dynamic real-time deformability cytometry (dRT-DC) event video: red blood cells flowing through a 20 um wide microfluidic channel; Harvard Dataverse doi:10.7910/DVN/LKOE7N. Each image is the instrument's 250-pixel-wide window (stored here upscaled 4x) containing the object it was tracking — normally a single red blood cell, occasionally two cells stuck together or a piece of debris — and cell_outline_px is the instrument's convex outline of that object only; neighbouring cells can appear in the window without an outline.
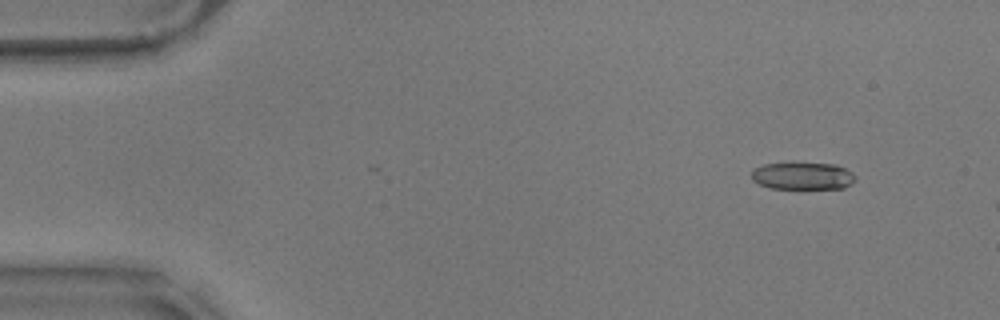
{"species": "common noctule bat (a hibernating species)", "species_latin": "Nyctalus noctula", "temperature_condition": "warm", "stored_images_in_passage": 6, "camera_frame_rate_fps": 3000, "um_per_image_px": 0.085, "animal": {"sex": "male", "body_mass_g": 17.9}, "frame": {"image": 1, "passage_image": 1, "time_ms": 0.0, "image_size_px": [1000, 320], "cell_outline_px": [[856, 180], [844, 188], [768, 188], [752, 180], [752, 172], [756, 168], [764, 164], [836, 164], [852, 172], [856, 176]], "centroid_in_image_um": [68.26, 14.97], "position_along_channel_um": 16.7, "area_um2": 16.18}}